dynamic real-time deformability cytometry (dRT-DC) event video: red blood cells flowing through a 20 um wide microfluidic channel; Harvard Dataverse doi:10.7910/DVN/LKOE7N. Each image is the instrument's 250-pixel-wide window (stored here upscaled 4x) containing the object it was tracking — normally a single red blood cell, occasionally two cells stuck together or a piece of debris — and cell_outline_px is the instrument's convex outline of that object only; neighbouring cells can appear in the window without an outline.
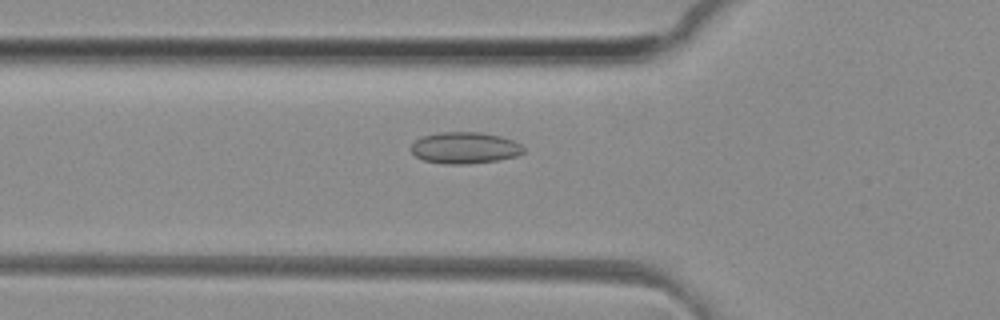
{"species": "common noctule bat (a hibernating species)", "species_latin": "Nyctalus noctula", "temperature_condition": "room temperature", "stored_images_in_passage": 45, "camera_frame_rate_fps": 3000, "um_per_image_px": 0.085, "animal": {"sex": "female", "body_mass_g": 29.2, "forearm_length_mm": 56.3}, "frame": {"image": 1, "passage_image": 13, "time_ms": 4.0, "image_size_px": [1000, 320], "cell_outline_px": [[524, 152], [516, 156], [496, 160], [468, 164], [444, 164], [424, 160], [416, 156], [412, 152], [412, 144], [416, 140], [424, 136], [440, 132], [480, 132], [500, 136], [512, 140], [520, 144], [524, 148]], "centroid_in_image_um": [39.51, 12.57], "position_along_channel_um": 86.3, "area_um2": 20.46}}
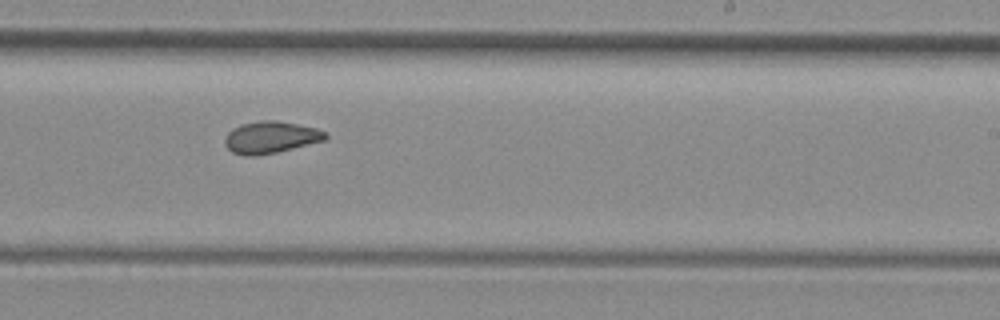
{"frame": {"image": 2, "passage_image": 26, "time_ms": 8.333, "image_size_px": [1000, 320], "cell_outline_px": [[328, 136], [324, 140], [276, 152], [256, 156], [244, 156], [232, 152], [224, 144], [224, 140], [228, 132], [232, 128], [240, 124], [260, 120], [276, 120], [316, 128], [328, 132]], "centroid_in_image_um": [22.98, 11.66], "position_along_channel_um": 266.0, "area_um2": 18.73}}
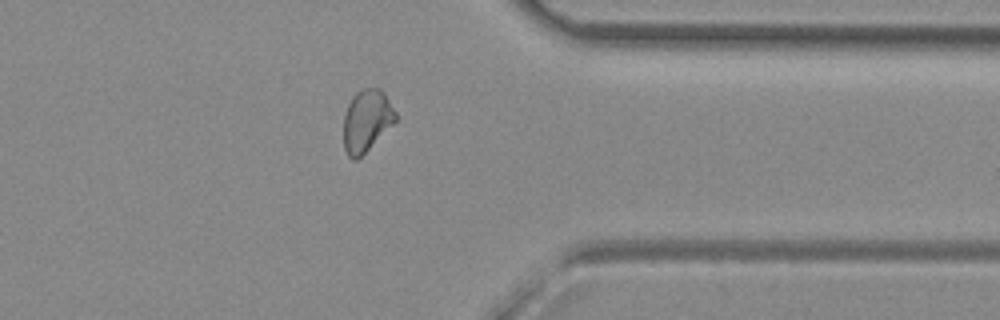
{"frame": {"image": 3, "passage_image": 35, "time_ms": 11.333, "image_size_px": [1000, 320], "cell_outline_px": [[396, 120], [356, 160], [352, 160], [348, 156], [344, 148], [344, 116], [348, 104], [352, 96], [360, 88], [380, 88], [384, 92], [396, 112]], "centroid_in_image_um": [31.14, 10.21], "position_along_channel_um": 380.3, "area_um2": 18.5}, "authors_computed_cell_mechanics": {"area_um2": 19.0162, "velocity_mm_per_s": 4.1481, "shape_relaxation_time_tau1_ms": null, "shape_relaxation_time_tau2_ms": 3.1369, "deformation_change_tau1": null, "deformation_change_tau2": 0.0865}}